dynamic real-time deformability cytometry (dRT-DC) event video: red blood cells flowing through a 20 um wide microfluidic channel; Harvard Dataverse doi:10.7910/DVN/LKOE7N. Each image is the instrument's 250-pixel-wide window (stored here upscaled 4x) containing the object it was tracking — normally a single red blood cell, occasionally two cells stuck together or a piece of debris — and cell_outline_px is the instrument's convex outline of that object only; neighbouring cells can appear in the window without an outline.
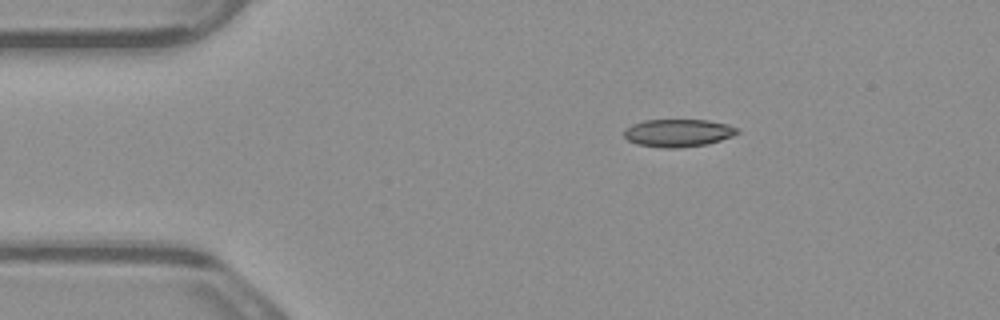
{"species": "common noctule bat (a hibernating species)", "species_latin": "Nyctalus noctula", "temperature_condition": "warm", "stored_images_in_passage": 2, "camera_frame_rate_fps": 3000, "um_per_image_px": 0.085, "animal": {"sex": "male", "body_mass_g": 23.1, "forearm_length_mm": 52.7}, "frame": {"image": 1, "passage_image": 2, "time_ms": 0.333, "image_size_px": [1000, 320], "cell_outline_px": [[740, 132], [732, 136], [708, 144], [680, 148], [664, 148], [636, 144], [628, 140], [624, 136], [624, 128], [632, 124], [644, 120], [708, 120], [728, 124], [736, 128]], "centroid_in_image_um": [57.62, 11.3], "position_along_channel_um": 27.4, "area_um2": 18.38}}